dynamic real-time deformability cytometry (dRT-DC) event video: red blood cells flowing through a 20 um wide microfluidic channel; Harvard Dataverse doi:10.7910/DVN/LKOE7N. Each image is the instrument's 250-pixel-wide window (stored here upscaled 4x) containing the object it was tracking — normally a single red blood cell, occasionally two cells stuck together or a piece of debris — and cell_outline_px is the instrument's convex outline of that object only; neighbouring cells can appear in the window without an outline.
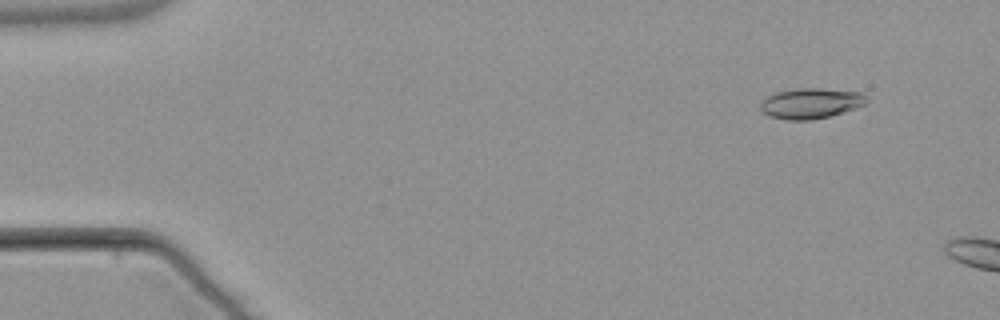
{"species": "common noctule bat (a hibernating species)", "species_latin": "Nyctalus noctula", "temperature_condition": "warm", "stored_images_in_passage": 3, "camera_frame_rate_fps": 3000, "um_per_image_px": 0.085, "animal": {"sex": "male", "body_mass_g": 21.5, "forearm_length_mm": 52.0}, "frame": {"image": 1, "passage_image": 1, "time_ms": 0.0, "image_size_px": [1000, 320], "cell_outline_px": [[868, 100], [864, 104], [856, 108], [828, 116], [808, 120], [788, 120], [768, 116], [760, 108], [760, 104], [768, 96], [776, 92], [800, 88], [820, 88], [860, 92]], "centroid_in_image_um": [68.9, 8.78], "position_along_channel_um": 16.1, "area_um2": 18.55}}